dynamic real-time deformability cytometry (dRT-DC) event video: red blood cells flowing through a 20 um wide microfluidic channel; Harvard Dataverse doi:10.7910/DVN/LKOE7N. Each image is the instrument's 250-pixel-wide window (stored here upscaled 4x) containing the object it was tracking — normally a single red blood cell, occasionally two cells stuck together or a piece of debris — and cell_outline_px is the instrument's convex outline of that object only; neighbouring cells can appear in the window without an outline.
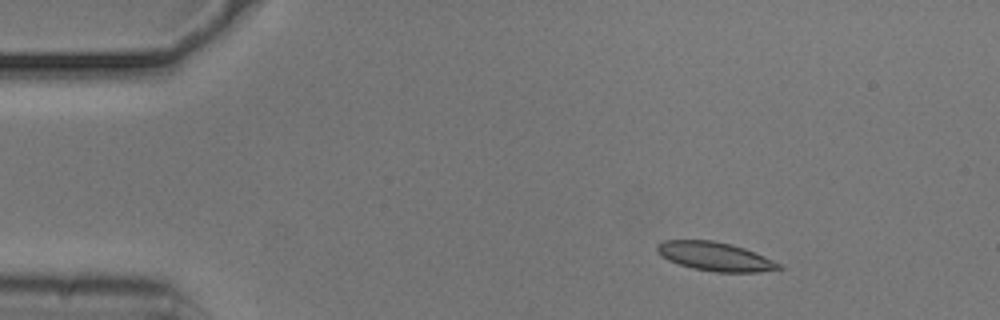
{"species": "common noctule bat (a hibernating species)", "species_latin": "Nyctalus noctula", "temperature_condition": "cold", "stored_images_in_passage": 48, "camera_frame_rate_fps": 3000, "um_per_image_px": 0.085, "animal": {"sex": "male", "body_mass_g": 20.5, "forearm_length_mm": 52.5}, "frame": {"image": 1, "passage_image": 1, "time_ms": 0.0, "image_size_px": [1000, 320], "cell_outline_px": [[784, 268], [760, 272], [716, 272], [692, 268], [668, 260], [656, 252], [656, 244], [664, 240], [712, 240], [732, 244], [744, 248], [764, 256], [780, 264]], "centroid_in_image_um": [60.76, 21.79], "position_along_channel_um": 24.2, "area_um2": 20.4}}
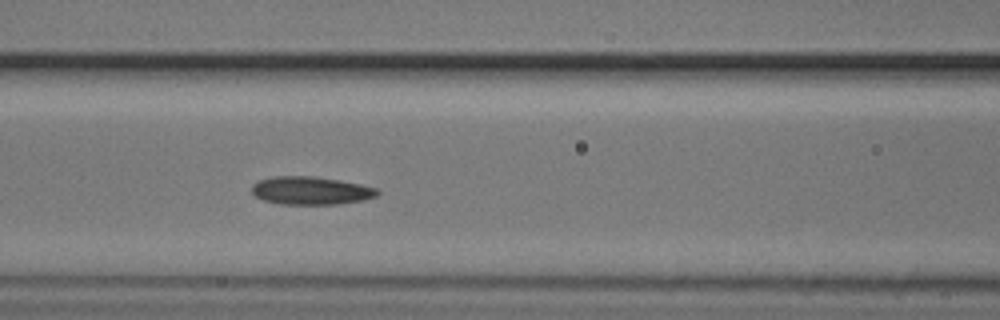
{"frame": {"image": 2, "passage_image": 16, "time_ms": 5.0, "image_size_px": [1000, 320], "cell_outline_px": [[380, 192], [376, 196], [364, 200], [336, 204], [280, 204], [264, 200], [256, 196], [252, 192], [252, 184], [260, 180], [272, 176], [312, 176], [340, 180], [360, 184], [376, 188]], "centroid_in_image_um": [26.42, 16.2], "position_along_channel_um": 140.2, "area_um2": 20.46}}
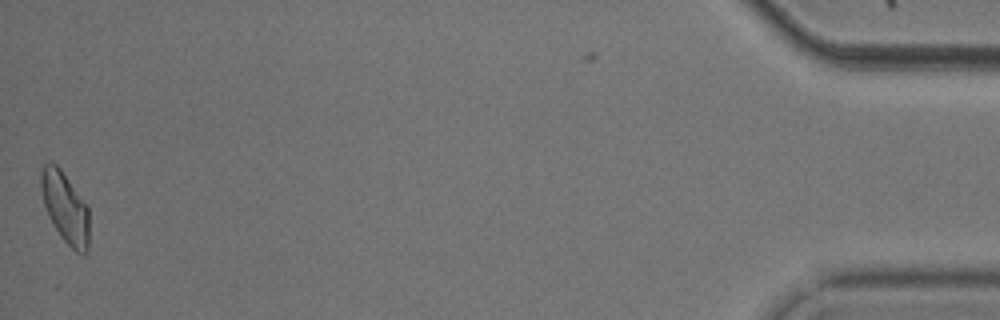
{"frame": {"image": 3, "passage_image": 47, "time_ms": 15.333, "image_size_px": [1000, 320], "cell_outline_px": [[88, 252], [84, 256], [76, 252], [60, 236], [48, 216], [44, 204], [40, 188], [40, 172], [44, 164], [56, 164], [60, 168], [88, 204]], "centroid_in_image_um": [5.55, 17.65], "position_along_channel_um": 429.7, "area_um2": 20.06}, "authors_computed_cell_mechanics": {"area_um2": 20.0566, "velocity_mm_per_s": 3.7229, "shape_relaxation_time_tau1_ms": 3.1972, "shape_relaxation_time_tau2_ms": 3.4724, "deformation_change_tau1": 0.1061, "deformation_change_tau2": 0.1077}}